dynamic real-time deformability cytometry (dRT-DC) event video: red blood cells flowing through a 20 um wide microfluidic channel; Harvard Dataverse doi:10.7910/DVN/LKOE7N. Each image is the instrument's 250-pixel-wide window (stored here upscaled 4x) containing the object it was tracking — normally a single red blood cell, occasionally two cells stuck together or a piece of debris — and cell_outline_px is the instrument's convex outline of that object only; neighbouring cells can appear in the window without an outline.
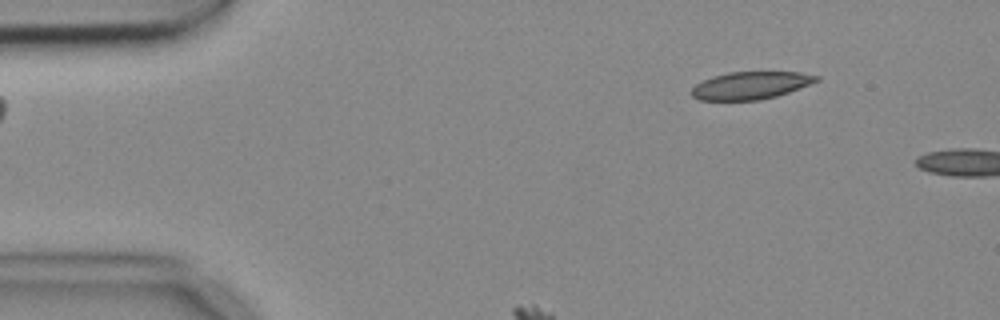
{"species": "common noctule bat (a hibernating species)", "species_latin": "Nyctalus noctula", "temperature_condition": "cold", "stored_images_in_passage": 7, "camera_frame_rate_fps": 3000, "um_per_image_px": 0.085, "animal": {"sex": "female", "body_mass_g": 18.4}, "frame": {"image": 1, "passage_image": 1, "time_ms": 0.0, "image_size_px": [1000, 320], "cell_outline_px": [[820, 80], [788, 92], [776, 96], [760, 100], [700, 100], [692, 96], [688, 92], [696, 84], [712, 76], [728, 72], [800, 72], [820, 76]], "centroid_in_image_um": [63.78, 7.26], "position_along_channel_um": 21.2, "area_um2": 20.06}}
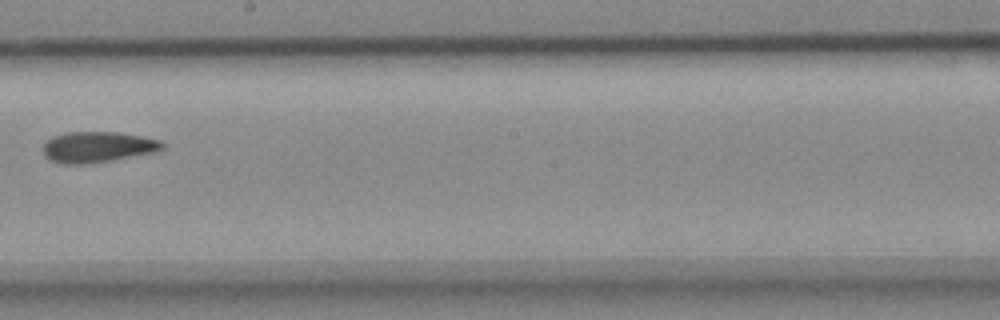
{"frame": {"image": 2, "passage_image": 7, "time_ms": 2.0, "image_size_px": [1000, 320], "cell_outline_px": [[164, 148], [156, 152], [112, 160], [84, 164], [60, 164], [48, 160], [44, 156], [44, 144], [52, 136], [68, 132], [120, 132], [160, 140], [164, 144]], "centroid_in_image_um": [8.28, 12.5], "position_along_channel_um": 239.9, "area_um2": 21.5}}